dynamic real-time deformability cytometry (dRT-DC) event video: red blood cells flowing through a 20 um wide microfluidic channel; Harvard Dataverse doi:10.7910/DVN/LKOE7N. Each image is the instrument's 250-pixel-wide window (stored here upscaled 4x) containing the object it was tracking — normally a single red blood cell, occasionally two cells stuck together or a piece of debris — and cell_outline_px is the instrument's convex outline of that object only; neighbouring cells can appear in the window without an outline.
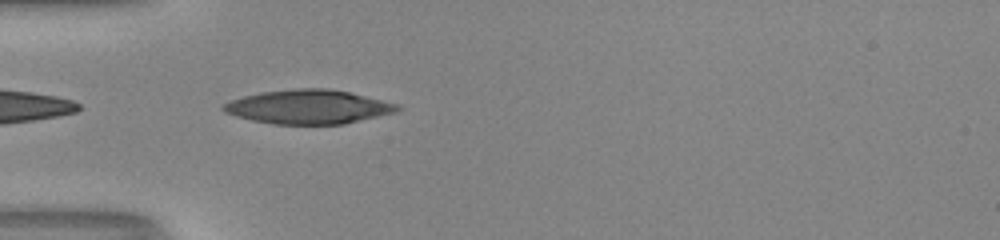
{"species": "human", "species_latin": "Homo sapiens", "temperature_condition": "room temperature", "stored_images_in_passage": 35, "camera_frame_rate_fps": 3000, "um_per_image_px": 0.085, "donor": {"sex": "male"}, "frame": {"image": 1, "passage_image": 1, "time_ms": 0.0, "image_size_px": [1000, 240], "cell_outline_px": [[404, 108], [396, 112], [344, 124], [276, 124], [252, 120], [236, 116], [224, 112], [220, 108], [224, 104], [232, 100], [244, 96], [260, 92], [296, 88], [328, 88], [348, 92], [400, 104]], "centroid_in_image_um": [26.24, 9.08], "position_along_channel_um": 58.8, "area_um2": 34.51}}
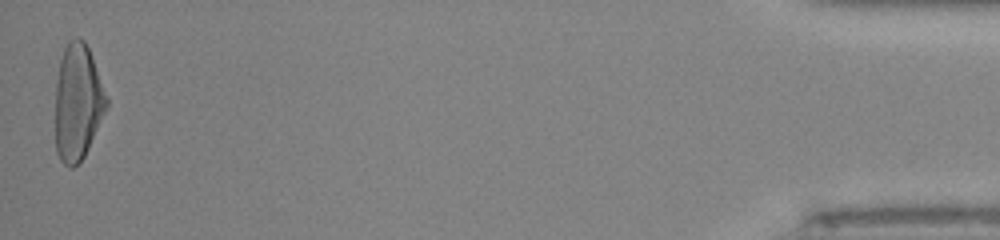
{"frame": {"image": 2, "passage_image": 35, "time_ms": 11.333, "image_size_px": [1000, 240], "cell_outline_px": [[108, 108], [84, 156], [72, 168], [68, 168], [60, 160], [56, 152], [56, 80], [60, 60], [64, 48], [68, 40], [76, 36], [84, 40], [92, 56], [108, 100]], "centroid_in_image_um": [6.6, 8.68], "position_along_channel_um": 428.6, "area_um2": 34.74}, "authors_computed_cell_mechanics": {"area_um2": 34.5066, "velocity_mm_per_s": 4.1399, "shape_relaxation_time_tau1_ms": 5.7453, "shape_relaxation_time_tau2_ms": 0.7016, "deformation_change_tau1": 0.2508, "deformation_change_tau2": 0.0739}}